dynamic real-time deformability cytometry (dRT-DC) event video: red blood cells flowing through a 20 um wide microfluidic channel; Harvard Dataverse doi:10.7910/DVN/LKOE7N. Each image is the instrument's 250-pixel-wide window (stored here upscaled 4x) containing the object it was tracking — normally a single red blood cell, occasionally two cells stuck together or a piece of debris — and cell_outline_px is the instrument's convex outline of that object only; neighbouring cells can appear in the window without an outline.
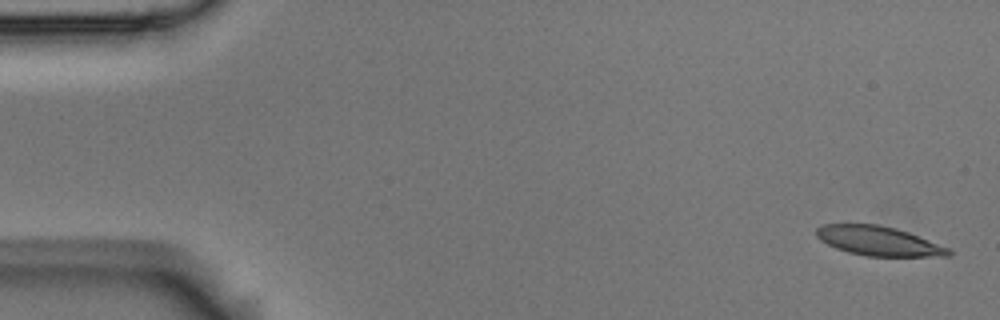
{"species": "Egyptian fruit bat (a non-hibernating species)", "species_latin": "Rousettus aegyptiacus", "temperature_condition": "room temperature", "stored_images_in_passage": 4, "camera_frame_rate_fps": 3000, "um_per_image_px": 0.085, "animal": {"sex": "male"}, "frame": {"image": 1, "passage_image": 1, "time_ms": 0.0, "image_size_px": [1000, 320], "cell_outline_px": [[952, 256], [868, 256], [848, 252], [836, 248], [820, 240], [816, 236], [816, 228], [824, 224], [880, 224], [896, 228], [908, 232], [948, 248], [952, 252]], "centroid_in_image_um": [74.66, 20.47], "position_along_channel_um": 10.3, "area_um2": 22.48}}
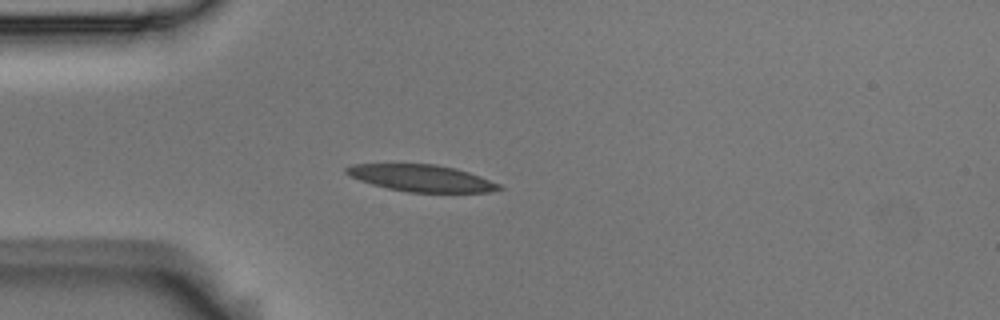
{"frame": {"image": 2, "passage_image": 4, "time_ms": 1.0, "image_size_px": [1000, 320], "cell_outline_px": [[504, 188], [488, 192], [408, 192], [388, 188], [372, 184], [348, 176], [344, 172], [344, 168], [352, 164], [436, 164], [456, 168], [480, 176], [500, 184]], "centroid_in_image_um": [35.8, 15.13], "position_along_channel_um": 49.2, "area_um2": 23.81}}